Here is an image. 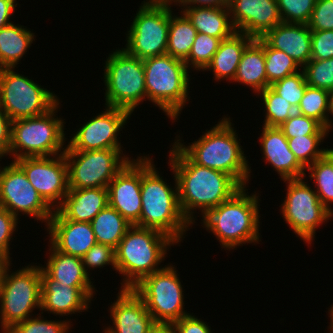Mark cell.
Instances as JSON below:
<instances>
[{"label": "cell", "instance_id": "7", "mask_svg": "<svg viewBox=\"0 0 333 333\" xmlns=\"http://www.w3.org/2000/svg\"><path fill=\"white\" fill-rule=\"evenodd\" d=\"M60 104L59 101L51 110L40 116L11 122L9 156L13 157L12 161L25 157L60 155L65 152V119L55 115L58 108L60 109Z\"/></svg>", "mask_w": 333, "mask_h": 333}, {"label": "cell", "instance_id": "15", "mask_svg": "<svg viewBox=\"0 0 333 333\" xmlns=\"http://www.w3.org/2000/svg\"><path fill=\"white\" fill-rule=\"evenodd\" d=\"M1 165V164H0ZM0 166V205L19 219L26 214L47 226L54 210L43 200L27 179L22 168L13 160ZM21 213V214H19Z\"/></svg>", "mask_w": 333, "mask_h": 333}, {"label": "cell", "instance_id": "16", "mask_svg": "<svg viewBox=\"0 0 333 333\" xmlns=\"http://www.w3.org/2000/svg\"><path fill=\"white\" fill-rule=\"evenodd\" d=\"M53 157V158H52ZM43 200L56 210L68 193V166L64 153L14 160Z\"/></svg>", "mask_w": 333, "mask_h": 333}, {"label": "cell", "instance_id": "57", "mask_svg": "<svg viewBox=\"0 0 333 333\" xmlns=\"http://www.w3.org/2000/svg\"><path fill=\"white\" fill-rule=\"evenodd\" d=\"M3 69H4V68L0 66V77H1V73H2V70H3Z\"/></svg>", "mask_w": 333, "mask_h": 333}, {"label": "cell", "instance_id": "23", "mask_svg": "<svg viewBox=\"0 0 333 333\" xmlns=\"http://www.w3.org/2000/svg\"><path fill=\"white\" fill-rule=\"evenodd\" d=\"M260 146L262 157L279 174L281 180L306 177L305 168L297 161L288 140L278 127L262 126Z\"/></svg>", "mask_w": 333, "mask_h": 333}, {"label": "cell", "instance_id": "8", "mask_svg": "<svg viewBox=\"0 0 333 333\" xmlns=\"http://www.w3.org/2000/svg\"><path fill=\"white\" fill-rule=\"evenodd\" d=\"M104 66L105 105L133 114L147 99L143 60L130 55L124 48L106 57Z\"/></svg>", "mask_w": 333, "mask_h": 333}, {"label": "cell", "instance_id": "35", "mask_svg": "<svg viewBox=\"0 0 333 333\" xmlns=\"http://www.w3.org/2000/svg\"><path fill=\"white\" fill-rule=\"evenodd\" d=\"M328 135H307L287 138L288 146L297 161L306 169L316 160L322 158L331 148H319Z\"/></svg>", "mask_w": 333, "mask_h": 333}, {"label": "cell", "instance_id": "24", "mask_svg": "<svg viewBox=\"0 0 333 333\" xmlns=\"http://www.w3.org/2000/svg\"><path fill=\"white\" fill-rule=\"evenodd\" d=\"M303 68L311 60V29L306 24L281 22L262 37Z\"/></svg>", "mask_w": 333, "mask_h": 333}, {"label": "cell", "instance_id": "36", "mask_svg": "<svg viewBox=\"0 0 333 333\" xmlns=\"http://www.w3.org/2000/svg\"><path fill=\"white\" fill-rule=\"evenodd\" d=\"M262 97L265 119L263 125L267 127H279L288 120L296 110L285 99L275 93L270 87L257 93Z\"/></svg>", "mask_w": 333, "mask_h": 333}, {"label": "cell", "instance_id": "4", "mask_svg": "<svg viewBox=\"0 0 333 333\" xmlns=\"http://www.w3.org/2000/svg\"><path fill=\"white\" fill-rule=\"evenodd\" d=\"M247 187H242L231 198L209 210L201 224L214 234L219 244L226 250H234L246 243L261 241L259 227V193L249 195ZM260 239V240H259ZM238 246V247H237Z\"/></svg>", "mask_w": 333, "mask_h": 333}, {"label": "cell", "instance_id": "33", "mask_svg": "<svg viewBox=\"0 0 333 333\" xmlns=\"http://www.w3.org/2000/svg\"><path fill=\"white\" fill-rule=\"evenodd\" d=\"M315 185L320 202L333 214V148L305 169ZM331 203V204H330Z\"/></svg>", "mask_w": 333, "mask_h": 333}, {"label": "cell", "instance_id": "11", "mask_svg": "<svg viewBox=\"0 0 333 333\" xmlns=\"http://www.w3.org/2000/svg\"><path fill=\"white\" fill-rule=\"evenodd\" d=\"M173 3L142 2L126 34L124 49L130 55L144 60L166 54Z\"/></svg>", "mask_w": 333, "mask_h": 333}, {"label": "cell", "instance_id": "9", "mask_svg": "<svg viewBox=\"0 0 333 333\" xmlns=\"http://www.w3.org/2000/svg\"><path fill=\"white\" fill-rule=\"evenodd\" d=\"M10 268L0 282L2 333L32 317L35 308L41 309V266L39 264L22 266V269L12 273Z\"/></svg>", "mask_w": 333, "mask_h": 333}, {"label": "cell", "instance_id": "52", "mask_svg": "<svg viewBox=\"0 0 333 333\" xmlns=\"http://www.w3.org/2000/svg\"><path fill=\"white\" fill-rule=\"evenodd\" d=\"M12 257H9L5 252H0V282L5 277L8 268L11 266Z\"/></svg>", "mask_w": 333, "mask_h": 333}, {"label": "cell", "instance_id": "19", "mask_svg": "<svg viewBox=\"0 0 333 333\" xmlns=\"http://www.w3.org/2000/svg\"><path fill=\"white\" fill-rule=\"evenodd\" d=\"M228 9L236 32L253 38L282 22L277 0H231Z\"/></svg>", "mask_w": 333, "mask_h": 333}, {"label": "cell", "instance_id": "46", "mask_svg": "<svg viewBox=\"0 0 333 333\" xmlns=\"http://www.w3.org/2000/svg\"><path fill=\"white\" fill-rule=\"evenodd\" d=\"M333 57V30H311V59Z\"/></svg>", "mask_w": 333, "mask_h": 333}, {"label": "cell", "instance_id": "50", "mask_svg": "<svg viewBox=\"0 0 333 333\" xmlns=\"http://www.w3.org/2000/svg\"><path fill=\"white\" fill-rule=\"evenodd\" d=\"M231 0H177L174 6L182 7H224L228 8ZM181 5V6H180Z\"/></svg>", "mask_w": 333, "mask_h": 333}, {"label": "cell", "instance_id": "53", "mask_svg": "<svg viewBox=\"0 0 333 333\" xmlns=\"http://www.w3.org/2000/svg\"><path fill=\"white\" fill-rule=\"evenodd\" d=\"M328 118H327V130L330 132L333 128L332 116H333V89L329 90V104H328ZM331 115V118L329 117ZM330 118V119H329Z\"/></svg>", "mask_w": 333, "mask_h": 333}, {"label": "cell", "instance_id": "45", "mask_svg": "<svg viewBox=\"0 0 333 333\" xmlns=\"http://www.w3.org/2000/svg\"><path fill=\"white\" fill-rule=\"evenodd\" d=\"M307 26L311 30H333V0H316Z\"/></svg>", "mask_w": 333, "mask_h": 333}, {"label": "cell", "instance_id": "37", "mask_svg": "<svg viewBox=\"0 0 333 333\" xmlns=\"http://www.w3.org/2000/svg\"><path fill=\"white\" fill-rule=\"evenodd\" d=\"M328 104V90L307 86L296 112L315 119L327 129Z\"/></svg>", "mask_w": 333, "mask_h": 333}, {"label": "cell", "instance_id": "17", "mask_svg": "<svg viewBox=\"0 0 333 333\" xmlns=\"http://www.w3.org/2000/svg\"><path fill=\"white\" fill-rule=\"evenodd\" d=\"M105 111L82 125L68 144L65 151H91L100 149H122L119 134L131 114L120 108L104 106ZM118 137V138H117ZM122 146V147H121Z\"/></svg>", "mask_w": 333, "mask_h": 333}, {"label": "cell", "instance_id": "6", "mask_svg": "<svg viewBox=\"0 0 333 333\" xmlns=\"http://www.w3.org/2000/svg\"><path fill=\"white\" fill-rule=\"evenodd\" d=\"M147 100L158 106L171 121L179 120L190 100V69L183 60L168 54L143 60Z\"/></svg>", "mask_w": 333, "mask_h": 333}, {"label": "cell", "instance_id": "32", "mask_svg": "<svg viewBox=\"0 0 333 333\" xmlns=\"http://www.w3.org/2000/svg\"><path fill=\"white\" fill-rule=\"evenodd\" d=\"M172 10L166 54L185 61L189 56L197 31L182 11H180L181 16H178L172 13Z\"/></svg>", "mask_w": 333, "mask_h": 333}, {"label": "cell", "instance_id": "51", "mask_svg": "<svg viewBox=\"0 0 333 333\" xmlns=\"http://www.w3.org/2000/svg\"><path fill=\"white\" fill-rule=\"evenodd\" d=\"M17 0H0V28L11 24V16L15 13Z\"/></svg>", "mask_w": 333, "mask_h": 333}, {"label": "cell", "instance_id": "28", "mask_svg": "<svg viewBox=\"0 0 333 333\" xmlns=\"http://www.w3.org/2000/svg\"><path fill=\"white\" fill-rule=\"evenodd\" d=\"M232 82L251 87L256 94L268 87L265 69L264 39L254 38L245 48Z\"/></svg>", "mask_w": 333, "mask_h": 333}, {"label": "cell", "instance_id": "26", "mask_svg": "<svg viewBox=\"0 0 333 333\" xmlns=\"http://www.w3.org/2000/svg\"><path fill=\"white\" fill-rule=\"evenodd\" d=\"M49 256L42 270L57 283L69 287H94L92 279L85 272L82 259L60 251L49 244Z\"/></svg>", "mask_w": 333, "mask_h": 333}, {"label": "cell", "instance_id": "13", "mask_svg": "<svg viewBox=\"0 0 333 333\" xmlns=\"http://www.w3.org/2000/svg\"><path fill=\"white\" fill-rule=\"evenodd\" d=\"M14 69L4 68L0 77V107L12 121L45 114L59 102L56 94Z\"/></svg>", "mask_w": 333, "mask_h": 333}, {"label": "cell", "instance_id": "40", "mask_svg": "<svg viewBox=\"0 0 333 333\" xmlns=\"http://www.w3.org/2000/svg\"><path fill=\"white\" fill-rule=\"evenodd\" d=\"M27 318L25 321L15 324L6 333H68L71 328V318L66 320H47L41 314ZM43 318V319H42Z\"/></svg>", "mask_w": 333, "mask_h": 333}, {"label": "cell", "instance_id": "42", "mask_svg": "<svg viewBox=\"0 0 333 333\" xmlns=\"http://www.w3.org/2000/svg\"><path fill=\"white\" fill-rule=\"evenodd\" d=\"M286 138L307 135H329V131L313 118L295 112L278 127Z\"/></svg>", "mask_w": 333, "mask_h": 333}, {"label": "cell", "instance_id": "54", "mask_svg": "<svg viewBox=\"0 0 333 333\" xmlns=\"http://www.w3.org/2000/svg\"><path fill=\"white\" fill-rule=\"evenodd\" d=\"M153 333H174L170 326H158Z\"/></svg>", "mask_w": 333, "mask_h": 333}, {"label": "cell", "instance_id": "44", "mask_svg": "<svg viewBox=\"0 0 333 333\" xmlns=\"http://www.w3.org/2000/svg\"><path fill=\"white\" fill-rule=\"evenodd\" d=\"M81 259L85 272L89 276H91L89 274L91 269L94 270V268H103L107 265H111L113 271H116L115 249L108 245L96 243Z\"/></svg>", "mask_w": 333, "mask_h": 333}, {"label": "cell", "instance_id": "1", "mask_svg": "<svg viewBox=\"0 0 333 333\" xmlns=\"http://www.w3.org/2000/svg\"><path fill=\"white\" fill-rule=\"evenodd\" d=\"M171 146L168 166L176 177L180 209L191 225L197 220L193 215L197 209L203 217L242 188L227 173L198 165L175 143Z\"/></svg>", "mask_w": 333, "mask_h": 333}, {"label": "cell", "instance_id": "12", "mask_svg": "<svg viewBox=\"0 0 333 333\" xmlns=\"http://www.w3.org/2000/svg\"><path fill=\"white\" fill-rule=\"evenodd\" d=\"M283 181L287 185V195L279 206L283 220L297 237L311 245L318 227L333 218V214L320 202L304 177Z\"/></svg>", "mask_w": 333, "mask_h": 333}, {"label": "cell", "instance_id": "20", "mask_svg": "<svg viewBox=\"0 0 333 333\" xmlns=\"http://www.w3.org/2000/svg\"><path fill=\"white\" fill-rule=\"evenodd\" d=\"M110 307L112 326L103 333H153L159 326L148 312L143 300L132 289H119Z\"/></svg>", "mask_w": 333, "mask_h": 333}, {"label": "cell", "instance_id": "38", "mask_svg": "<svg viewBox=\"0 0 333 333\" xmlns=\"http://www.w3.org/2000/svg\"><path fill=\"white\" fill-rule=\"evenodd\" d=\"M220 38H215L207 34L197 33L191 47L188 58L184 61L187 68L203 71L211 62L213 55L218 50L221 43Z\"/></svg>", "mask_w": 333, "mask_h": 333}, {"label": "cell", "instance_id": "31", "mask_svg": "<svg viewBox=\"0 0 333 333\" xmlns=\"http://www.w3.org/2000/svg\"><path fill=\"white\" fill-rule=\"evenodd\" d=\"M97 243L116 249L120 240L132 226L116 209L109 204L91 221Z\"/></svg>", "mask_w": 333, "mask_h": 333}, {"label": "cell", "instance_id": "5", "mask_svg": "<svg viewBox=\"0 0 333 333\" xmlns=\"http://www.w3.org/2000/svg\"><path fill=\"white\" fill-rule=\"evenodd\" d=\"M175 244L156 229L132 225L115 249L116 272L124 277L121 289H132L143 278L162 269L159 265Z\"/></svg>", "mask_w": 333, "mask_h": 333}, {"label": "cell", "instance_id": "30", "mask_svg": "<svg viewBox=\"0 0 333 333\" xmlns=\"http://www.w3.org/2000/svg\"><path fill=\"white\" fill-rule=\"evenodd\" d=\"M35 33L13 22L0 28V66L15 68L35 41Z\"/></svg>", "mask_w": 333, "mask_h": 333}, {"label": "cell", "instance_id": "56", "mask_svg": "<svg viewBox=\"0 0 333 333\" xmlns=\"http://www.w3.org/2000/svg\"><path fill=\"white\" fill-rule=\"evenodd\" d=\"M146 1H158V2H176L177 0H146Z\"/></svg>", "mask_w": 333, "mask_h": 333}, {"label": "cell", "instance_id": "25", "mask_svg": "<svg viewBox=\"0 0 333 333\" xmlns=\"http://www.w3.org/2000/svg\"><path fill=\"white\" fill-rule=\"evenodd\" d=\"M108 204V188L69 189L56 210L65 219L91 222Z\"/></svg>", "mask_w": 333, "mask_h": 333}, {"label": "cell", "instance_id": "18", "mask_svg": "<svg viewBox=\"0 0 333 333\" xmlns=\"http://www.w3.org/2000/svg\"><path fill=\"white\" fill-rule=\"evenodd\" d=\"M130 160L108 185L109 205L132 225L140 227L141 155Z\"/></svg>", "mask_w": 333, "mask_h": 333}, {"label": "cell", "instance_id": "27", "mask_svg": "<svg viewBox=\"0 0 333 333\" xmlns=\"http://www.w3.org/2000/svg\"><path fill=\"white\" fill-rule=\"evenodd\" d=\"M254 38L244 33L235 32L231 37L222 40L211 62L203 71L213 72L214 80L233 81L241 56L247 45Z\"/></svg>", "mask_w": 333, "mask_h": 333}, {"label": "cell", "instance_id": "21", "mask_svg": "<svg viewBox=\"0 0 333 333\" xmlns=\"http://www.w3.org/2000/svg\"><path fill=\"white\" fill-rule=\"evenodd\" d=\"M95 287H69L51 279L41 268V309L55 316L88 311Z\"/></svg>", "mask_w": 333, "mask_h": 333}, {"label": "cell", "instance_id": "41", "mask_svg": "<svg viewBox=\"0 0 333 333\" xmlns=\"http://www.w3.org/2000/svg\"><path fill=\"white\" fill-rule=\"evenodd\" d=\"M308 86L333 89V57L325 60L311 59L302 68Z\"/></svg>", "mask_w": 333, "mask_h": 333}, {"label": "cell", "instance_id": "55", "mask_svg": "<svg viewBox=\"0 0 333 333\" xmlns=\"http://www.w3.org/2000/svg\"><path fill=\"white\" fill-rule=\"evenodd\" d=\"M328 313L330 316V326L328 327L330 331L328 333H333V305L329 308Z\"/></svg>", "mask_w": 333, "mask_h": 333}, {"label": "cell", "instance_id": "22", "mask_svg": "<svg viewBox=\"0 0 333 333\" xmlns=\"http://www.w3.org/2000/svg\"><path fill=\"white\" fill-rule=\"evenodd\" d=\"M49 243L57 250L83 257L97 241L91 222L65 219L57 210L47 224Z\"/></svg>", "mask_w": 333, "mask_h": 333}, {"label": "cell", "instance_id": "34", "mask_svg": "<svg viewBox=\"0 0 333 333\" xmlns=\"http://www.w3.org/2000/svg\"><path fill=\"white\" fill-rule=\"evenodd\" d=\"M264 55L268 87L302 69L293 58L283 51L272 48L265 40Z\"/></svg>", "mask_w": 333, "mask_h": 333}, {"label": "cell", "instance_id": "47", "mask_svg": "<svg viewBox=\"0 0 333 333\" xmlns=\"http://www.w3.org/2000/svg\"><path fill=\"white\" fill-rule=\"evenodd\" d=\"M18 220L12 215L6 208L0 205V252H5L9 257L11 240H13V234L18 231Z\"/></svg>", "mask_w": 333, "mask_h": 333}, {"label": "cell", "instance_id": "49", "mask_svg": "<svg viewBox=\"0 0 333 333\" xmlns=\"http://www.w3.org/2000/svg\"><path fill=\"white\" fill-rule=\"evenodd\" d=\"M12 120L0 107V159L9 155Z\"/></svg>", "mask_w": 333, "mask_h": 333}, {"label": "cell", "instance_id": "29", "mask_svg": "<svg viewBox=\"0 0 333 333\" xmlns=\"http://www.w3.org/2000/svg\"><path fill=\"white\" fill-rule=\"evenodd\" d=\"M181 9L191 21L197 33L225 40L236 32L228 8L183 7Z\"/></svg>", "mask_w": 333, "mask_h": 333}, {"label": "cell", "instance_id": "48", "mask_svg": "<svg viewBox=\"0 0 333 333\" xmlns=\"http://www.w3.org/2000/svg\"><path fill=\"white\" fill-rule=\"evenodd\" d=\"M174 333H212L207 322L194 316L193 313L182 317L170 326Z\"/></svg>", "mask_w": 333, "mask_h": 333}, {"label": "cell", "instance_id": "2", "mask_svg": "<svg viewBox=\"0 0 333 333\" xmlns=\"http://www.w3.org/2000/svg\"><path fill=\"white\" fill-rule=\"evenodd\" d=\"M153 163L149 154L141 156L140 227L156 229L179 244L192 225L180 209L174 171L172 172L175 184L171 186L162 179Z\"/></svg>", "mask_w": 333, "mask_h": 333}, {"label": "cell", "instance_id": "43", "mask_svg": "<svg viewBox=\"0 0 333 333\" xmlns=\"http://www.w3.org/2000/svg\"><path fill=\"white\" fill-rule=\"evenodd\" d=\"M315 3L316 0H277L282 22L306 25Z\"/></svg>", "mask_w": 333, "mask_h": 333}, {"label": "cell", "instance_id": "3", "mask_svg": "<svg viewBox=\"0 0 333 333\" xmlns=\"http://www.w3.org/2000/svg\"><path fill=\"white\" fill-rule=\"evenodd\" d=\"M230 117L206 130L198 140L187 146L175 137V144L196 164L208 167L232 176L242 187L247 186L251 175V166L240 145L237 130Z\"/></svg>", "mask_w": 333, "mask_h": 333}, {"label": "cell", "instance_id": "14", "mask_svg": "<svg viewBox=\"0 0 333 333\" xmlns=\"http://www.w3.org/2000/svg\"><path fill=\"white\" fill-rule=\"evenodd\" d=\"M124 149L65 151L68 166V188H107L114 177L134 158Z\"/></svg>", "mask_w": 333, "mask_h": 333}, {"label": "cell", "instance_id": "10", "mask_svg": "<svg viewBox=\"0 0 333 333\" xmlns=\"http://www.w3.org/2000/svg\"><path fill=\"white\" fill-rule=\"evenodd\" d=\"M132 290L143 300L159 326H171L190 314L184 310V291L173 264L146 276Z\"/></svg>", "mask_w": 333, "mask_h": 333}, {"label": "cell", "instance_id": "39", "mask_svg": "<svg viewBox=\"0 0 333 333\" xmlns=\"http://www.w3.org/2000/svg\"><path fill=\"white\" fill-rule=\"evenodd\" d=\"M303 70L271 84L269 87L297 110L307 87Z\"/></svg>", "mask_w": 333, "mask_h": 333}]
</instances>
